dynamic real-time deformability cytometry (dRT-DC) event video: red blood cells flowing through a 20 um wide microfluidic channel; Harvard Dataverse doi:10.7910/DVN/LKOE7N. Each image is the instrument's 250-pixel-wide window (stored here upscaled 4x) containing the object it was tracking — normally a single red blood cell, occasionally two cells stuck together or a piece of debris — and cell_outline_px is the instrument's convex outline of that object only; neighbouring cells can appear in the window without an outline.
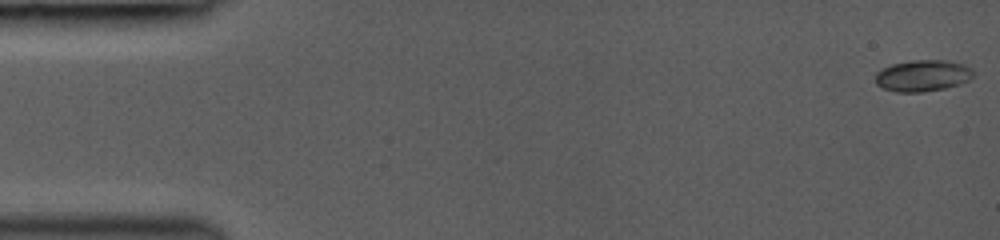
{"species": "common noctule bat (a hibernating species)", "species_latin": "Nyctalus noctula", "temperature_condition": "room temperature", "stored_images_in_passage": 22, "camera_frame_rate_fps": 3000, "um_per_image_px": 0.085, "animal": {"sex": "female", "body_mass_g": 19.0, "forearm_length_mm": 53.3}, "frame": {"image": 1, "passage_image": 1, "time_ms": 0.0, "image_size_px": [1000, 240], "cell_outline_px": [[972, 76], [968, 80], [960, 84], [944, 88], [920, 92], [896, 92], [884, 88], [876, 84], [876, 72], [892, 64], [912, 60], [948, 60], [964, 64], [972, 68]], "centroid_in_image_um": [78.43, 6.42], "position_along_channel_um": 6.6, "area_um2": 17.86}}
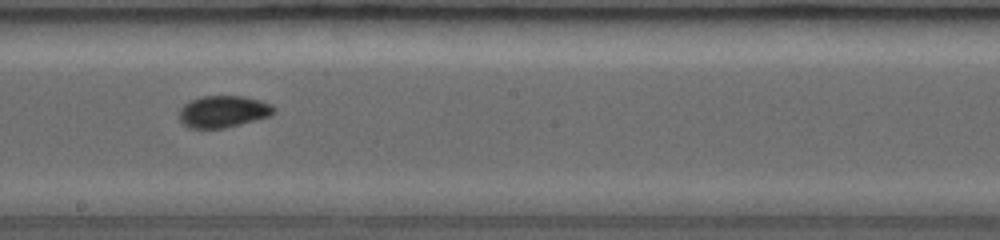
{"frame": {"image": 2, "passage_image": 10, "time_ms": 8.667, "image_size_px": [1000, 240], "cell_outline_px": [[276, 112], [268, 116], [240, 124], [224, 128], [188, 128], [180, 120], [180, 108], [184, 104], [200, 96], [244, 96], [260, 100], [272, 104], [276, 108]], "centroid_in_image_um": [18.99, 9.47], "position_along_channel_um": 229.2, "area_um2": 17.51}}
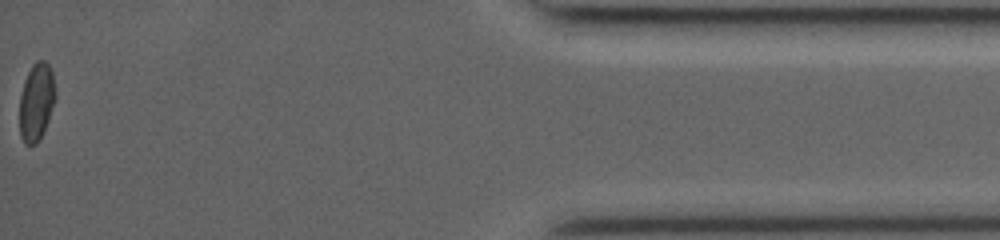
{"frame": {"image": 3, "passage_image": 22, "time_ms": 15.0, "image_size_px": [1000, 240], "cell_outline_px": [[56, 100], [44, 132], [36, 144], [24, 144], [20, 136], [20, 96], [24, 80], [32, 64], [36, 60], [44, 60], [48, 64], [52, 72], [56, 92]], "centroid_in_image_um": [3.11, 8.66], "position_along_channel_um": 432.1, "area_um2": 16.47}}